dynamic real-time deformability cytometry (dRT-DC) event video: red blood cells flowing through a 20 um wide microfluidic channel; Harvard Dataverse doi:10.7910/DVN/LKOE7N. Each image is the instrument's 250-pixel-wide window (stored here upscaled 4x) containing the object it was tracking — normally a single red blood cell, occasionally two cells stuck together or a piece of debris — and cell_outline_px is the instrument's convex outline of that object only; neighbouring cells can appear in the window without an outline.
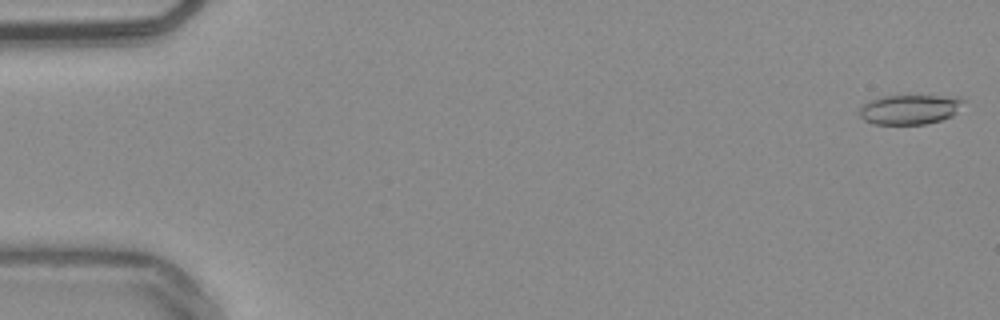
{"species": "common noctule bat (a hibernating species)", "species_latin": "Nyctalus noctula", "temperature_condition": "warm", "stored_images_in_passage": 53, "camera_frame_rate_fps": 3000, "um_per_image_px": 0.085, "animal": {"sex": "male", "body_mass_g": 20.4}, "frame": {"image": 1, "passage_image": 1, "time_ms": 0.0, "image_size_px": [1000, 320], "cell_outline_px": [[964, 100], [956, 112], [952, 116], [940, 120], [924, 124], [872, 124], [864, 120], [860, 116], [856, 108], [868, 100], [880, 96], [964, 96]], "centroid_in_image_um": [77.27, 9.29], "position_along_channel_um": 7.7, "area_um2": 18.26}}
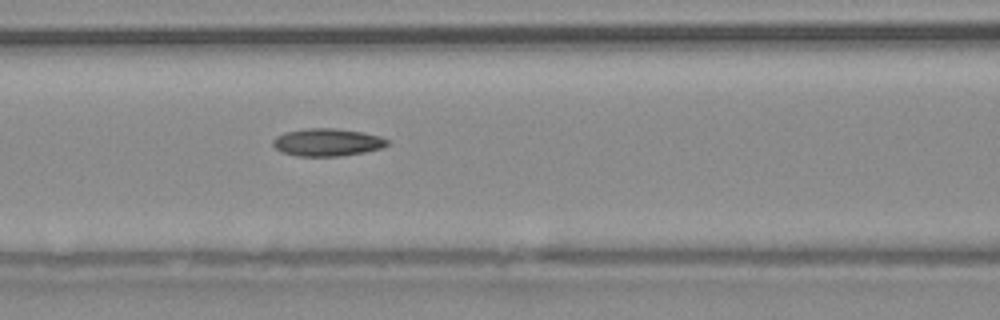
{"frame": {"image": 2, "passage_image": 23, "time_ms": 7.333, "image_size_px": [1000, 320], "cell_outline_px": [[388, 144], [380, 148], [364, 152], [340, 156], [296, 156], [280, 152], [272, 144], [272, 140], [276, 136], [284, 132], [308, 128], [336, 128], [364, 132], [380, 136], [388, 140]], "centroid_in_image_um": [27.78, 12.09], "position_along_channel_um": 138.8, "area_um2": 18.5}}
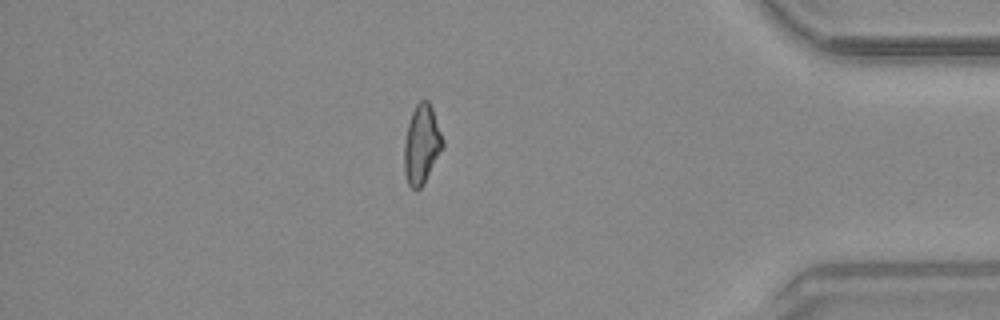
{"frame": {"image": 3, "passage_image": 46, "time_ms": 15.0, "image_size_px": [1000, 320], "cell_outline_px": [[444, 148], [424, 184], [416, 192], [408, 184], [404, 172], [404, 144], [408, 124], [412, 112], [416, 104], [420, 100], [428, 100], [432, 108], [444, 140]], "centroid_in_image_um": [35.85, 12.31], "position_along_channel_um": 399.3, "area_um2": 17.98}, "authors_computed_cell_mechanics": {"area_um2": 17.9758, "velocity_mm_per_s": 3.8462, "shape_relaxation_time_tau1_ms": null, "shape_relaxation_time_tau2_ms": 4.6498, "deformation_change_tau1": null, "deformation_change_tau2": 0.1379}}